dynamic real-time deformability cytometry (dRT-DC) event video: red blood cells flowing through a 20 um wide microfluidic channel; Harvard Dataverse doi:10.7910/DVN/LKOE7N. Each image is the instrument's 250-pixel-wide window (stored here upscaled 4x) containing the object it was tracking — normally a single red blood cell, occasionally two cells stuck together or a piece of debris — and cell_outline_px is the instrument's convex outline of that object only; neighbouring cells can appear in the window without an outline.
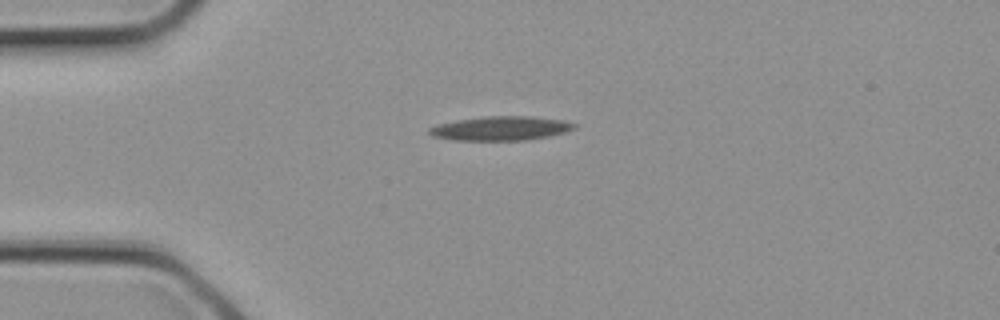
{"species": "common noctule bat (a hibernating species)", "species_latin": "Nyctalus noctula", "temperature_condition": "cold", "stored_images_in_passage": 1, "camera_frame_rate_fps": 3000, "um_per_image_px": 0.085, "animal": {"sex": "female", "body_mass_g": 21.9}, "frame": {"image": 1, "passage_image": 1, "time_ms": 0.0, "image_size_px": [1000, 320], "cell_outline_px": [[576, 128], [564, 132], [548, 136], [524, 140], [452, 140], [432, 136], [428, 132], [428, 128], [436, 124], [456, 120], [484, 116], [532, 116], [564, 120], [576, 124]], "centroid_in_image_um": [42.53, 10.9], "position_along_channel_um": 42.5, "area_um2": 20.46}}